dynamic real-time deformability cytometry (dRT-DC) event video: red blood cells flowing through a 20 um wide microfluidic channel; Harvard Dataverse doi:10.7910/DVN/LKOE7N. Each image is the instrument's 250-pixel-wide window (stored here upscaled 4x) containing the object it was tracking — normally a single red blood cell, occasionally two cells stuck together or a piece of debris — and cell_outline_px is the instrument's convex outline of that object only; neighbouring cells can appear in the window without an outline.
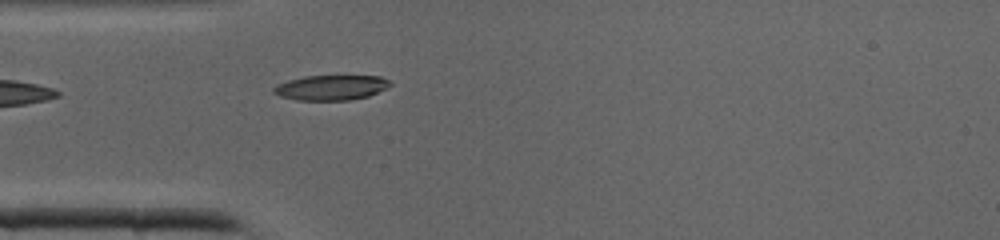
{"species": "common noctule bat (a hibernating species)", "species_latin": "Nyctalus noctula", "temperature_condition": "cold", "stored_images_in_passage": 30, "camera_frame_rate_fps": 3000, "um_per_image_px": 0.085, "animal": {"sex": "male", "body_mass_g": 19.0, "forearm_length_mm": 50.8}, "frame": {"image": 1, "passage_image": 1, "time_ms": 0.0, "image_size_px": [1000, 240], "cell_outline_px": [[392, 84], [368, 96], [348, 100], [296, 100], [280, 96], [272, 92], [272, 88], [288, 80], [304, 76], [380, 76], [388, 80]], "centroid_in_image_um": [28.1, 7.44], "position_along_channel_um": 56.9, "area_um2": 16.76}}
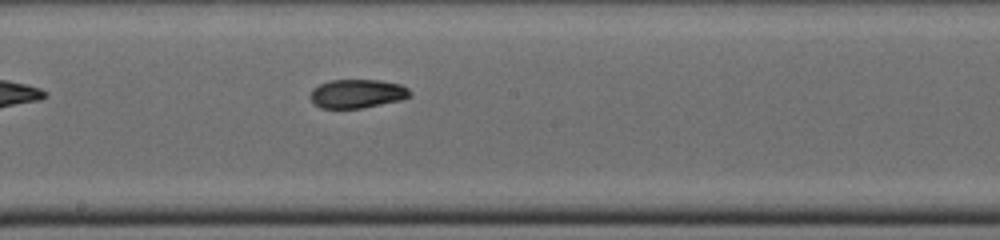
{"frame": {"image": 2, "passage_image": 11, "time_ms": 3.333, "image_size_px": [1000, 240], "cell_outline_px": [[412, 96], [400, 100], [360, 108], [320, 108], [312, 100], [312, 88], [320, 84], [332, 80], [380, 80], [400, 84], [408, 88], [412, 92]], "centroid_in_image_um": [30.4, 7.95], "position_along_channel_um": 217.8, "area_um2": 16.53}}
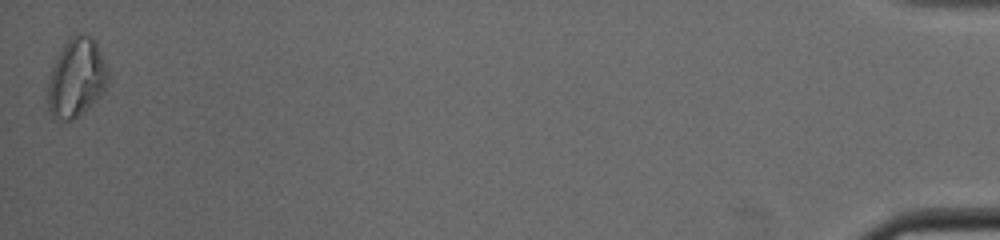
{"frame": {"image": 3, "passage_image": 30, "time_ms": 9.667, "image_size_px": [1000, 240], "cell_outline_px": [[108, 80], [104, 92], [92, 104], [72, 120], [52, 120], [48, 108], [48, 80], [52, 68], [64, 44], [76, 32], [84, 32], [92, 36], [96, 40], [104, 60], [108, 72]], "centroid_in_image_um": [6.5, 6.6], "position_along_channel_um": 428.7, "area_um2": 27.8}}